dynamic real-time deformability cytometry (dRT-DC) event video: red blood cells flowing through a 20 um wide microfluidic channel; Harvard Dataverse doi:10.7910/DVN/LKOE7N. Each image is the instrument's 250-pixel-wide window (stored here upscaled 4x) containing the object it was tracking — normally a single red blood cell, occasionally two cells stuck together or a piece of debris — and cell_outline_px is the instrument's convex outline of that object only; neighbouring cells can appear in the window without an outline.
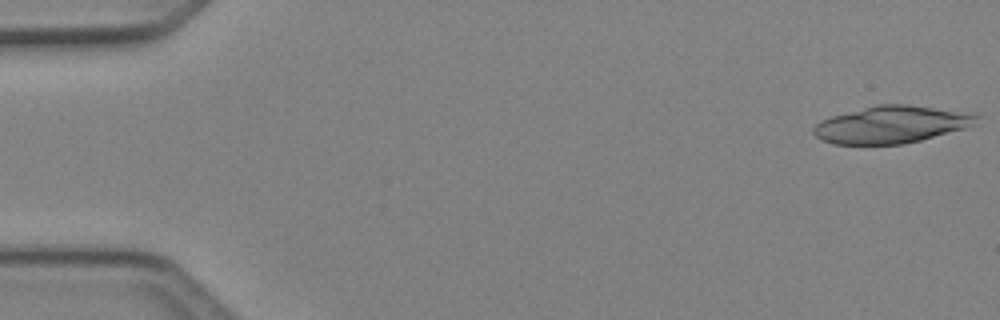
{"species": "Egyptian fruit bat (a non-hibernating species)", "species_latin": "Rousettus aegyptiacus", "temperature_condition": "cold", "stored_images_in_passage": 48, "segment_of_instrument_passage": [1, 2], "camera_frame_rate_fps": 3000, "um_per_image_px": 0.085, "animal": {"sex": "female"}, "frame": {"image": 1, "passage_image": 1, "time_ms": 0.0, "image_size_px": [1000, 320], "cell_outline_px": [[984, 116], [964, 128], [920, 140], [904, 144], [836, 144], [820, 140], [812, 132], [812, 128], [820, 120], [832, 116], [876, 104], [908, 104], [976, 112]], "centroid_in_image_um": [75.8, 10.57], "position_along_channel_um": 9.2, "area_um2": 35.6}}